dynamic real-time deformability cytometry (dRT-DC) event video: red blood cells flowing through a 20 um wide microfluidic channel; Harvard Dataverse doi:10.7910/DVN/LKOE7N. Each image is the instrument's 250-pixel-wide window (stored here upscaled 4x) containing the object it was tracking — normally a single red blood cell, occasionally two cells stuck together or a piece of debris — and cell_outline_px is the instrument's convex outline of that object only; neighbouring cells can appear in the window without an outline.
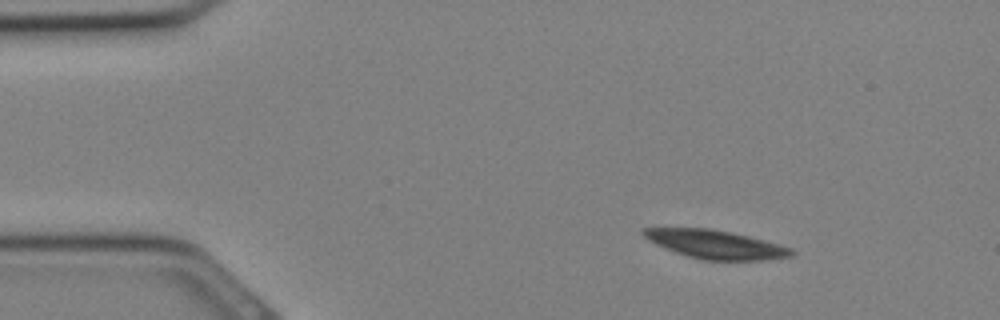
{"species": "Egyptian fruit bat (a non-hibernating species)", "species_latin": "Rousettus aegyptiacus", "temperature_condition": "cold", "stored_images_in_passage": 32, "camera_frame_rate_fps": 3000, "um_per_image_px": 0.085, "animal": {"sex": "female"}, "frame": {"image": 1, "passage_image": 4, "time_ms": 1.0, "image_size_px": [1000, 320], "cell_outline_px": [[796, 252], [792, 256], [768, 260], [704, 260], [688, 256], [676, 252], [656, 244], [648, 240], [640, 232], [640, 228], [712, 228], [732, 232], [780, 244], [792, 248]], "centroid_in_image_um": [60.85, 20.77], "position_along_channel_um": 24.2, "area_um2": 24.68}}
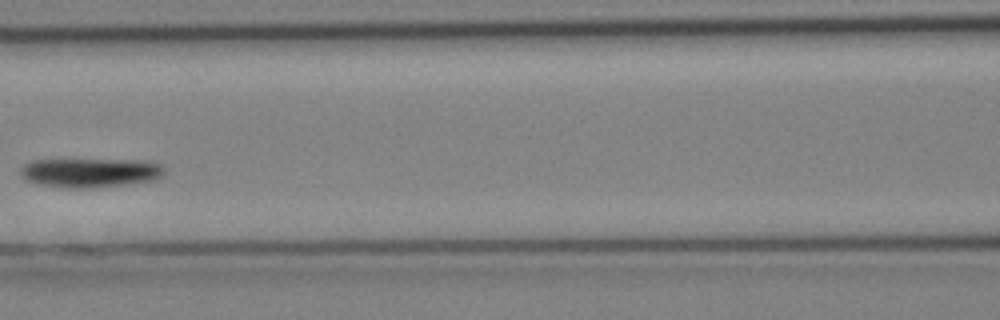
{"frame": {"image": 2, "passage_image": 14, "time_ms": 4.333, "image_size_px": [1000, 320], "cell_outline_px": [[168, 168], [156, 180], [132, 184], [96, 188], [64, 188], [36, 184], [28, 180], [20, 172], [24, 164], [32, 160], [152, 160], [164, 164]], "centroid_in_image_um": [7.79, 14.68], "position_along_channel_um": 158.8, "area_um2": 25.03}}
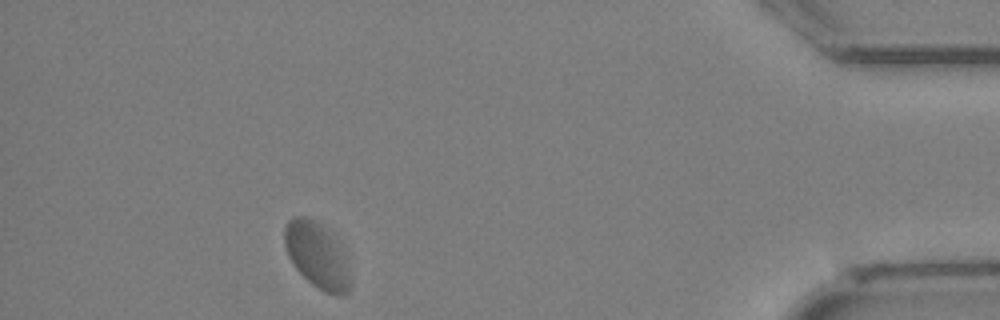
{"frame": {"image": 3, "passage_image": 29, "time_ms": 9.333, "image_size_px": [1000, 320], "cell_outline_px": [[352, 284], [348, 292], [344, 296], [340, 296], [324, 292], [312, 284], [292, 264], [288, 256], [284, 244], [284, 228], [288, 220], [296, 216], [304, 216], [320, 224], [348, 252], [352, 276]], "centroid_in_image_um": [27.03, 21.74], "position_along_channel_um": 408.2, "area_um2": 25.89}}